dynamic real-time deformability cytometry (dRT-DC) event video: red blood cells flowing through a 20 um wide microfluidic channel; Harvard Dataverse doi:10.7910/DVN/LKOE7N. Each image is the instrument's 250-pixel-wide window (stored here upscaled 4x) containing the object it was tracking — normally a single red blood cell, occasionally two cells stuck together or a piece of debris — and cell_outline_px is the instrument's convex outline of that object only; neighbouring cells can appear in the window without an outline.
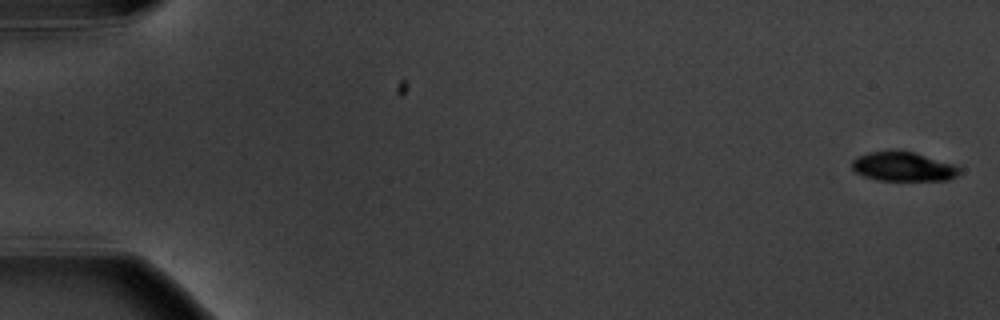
{"species": "common noctule bat (a hibernating species)", "species_latin": "Nyctalus noctula", "temperature_condition": "warm", "stored_images_in_passage": 5, "camera_frame_rate_fps": 3000, "um_per_image_px": 0.085, "animal": {"sex": "male", "body_mass_g": 20.1, "forearm_length_mm": 53.5}, "frame": {"image": 1, "passage_image": 1, "time_ms": 0.0, "image_size_px": [1000, 320], "cell_outline_px": [[964, 168], [956, 176], [948, 180], [876, 180], [864, 176], [856, 172], [852, 168], [852, 160], [856, 156], [868, 152], [912, 152], [956, 164]], "centroid_in_image_um": [76.81, 14.18], "position_along_channel_um": 8.2, "area_um2": 18.21}}
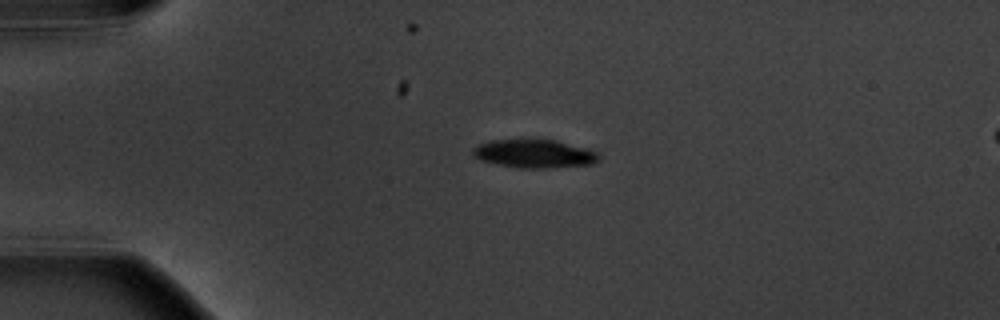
{"frame": {"image": 2, "passage_image": 4, "time_ms": 4.333, "image_size_px": [1000, 320], "cell_outline_px": [[600, 160], [592, 164], [548, 168], [516, 168], [496, 164], [480, 160], [472, 156], [472, 148], [476, 144], [488, 140], [556, 140], [600, 152]], "centroid_in_image_um": [45.39, 13.07], "position_along_channel_um": 39.6, "area_um2": 21.1}}